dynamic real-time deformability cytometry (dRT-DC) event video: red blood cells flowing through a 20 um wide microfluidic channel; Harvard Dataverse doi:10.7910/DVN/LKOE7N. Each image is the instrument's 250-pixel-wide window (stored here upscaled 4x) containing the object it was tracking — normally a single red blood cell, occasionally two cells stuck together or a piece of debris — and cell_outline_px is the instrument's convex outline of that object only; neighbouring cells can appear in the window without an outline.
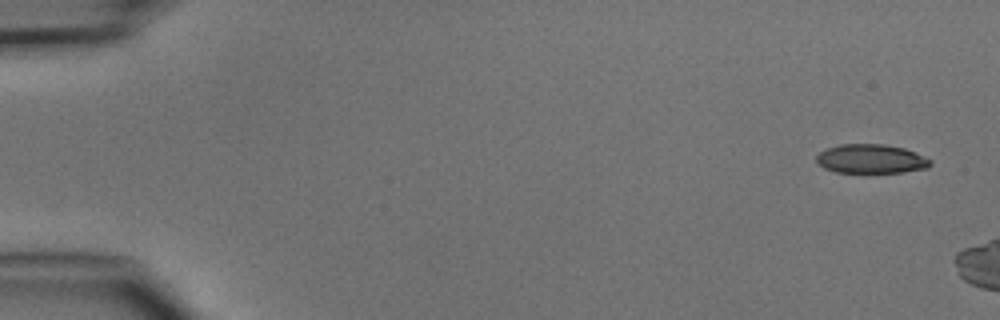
{"species": "common noctule bat (a hibernating species)", "species_latin": "Nyctalus noctula", "temperature_condition": "cold", "stored_images_in_passage": 6, "camera_frame_rate_fps": 3000, "um_per_image_px": 0.085, "animal": {"sex": "male", "body_mass_g": 15.6}, "frame": {"image": 1, "passage_image": 1, "time_ms": 0.0, "image_size_px": [1000, 320], "cell_outline_px": [[932, 164], [928, 168], [904, 172], [836, 172], [824, 168], [816, 160], [816, 156], [820, 152], [828, 148], [840, 144], [884, 144], [904, 148], [916, 152], [932, 160]], "centroid_in_image_um": [74.08, 13.5], "position_along_channel_um": 10.9, "area_um2": 19.31}}
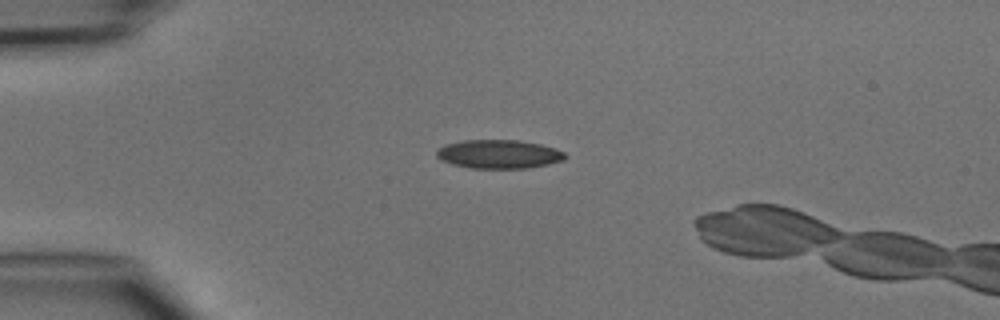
{"frame": {"image": 2, "passage_image": 3, "time_ms": 3.333, "image_size_px": [1000, 320], "cell_outline_px": [[568, 156], [564, 160], [548, 164], [528, 168], [468, 168], [452, 164], [440, 160], [436, 156], [436, 148], [444, 144], [464, 140], [520, 140], [540, 144], [556, 148], [564, 152]], "centroid_in_image_um": [42.38, 13.1], "position_along_channel_um": 42.6, "area_um2": 21.79}}